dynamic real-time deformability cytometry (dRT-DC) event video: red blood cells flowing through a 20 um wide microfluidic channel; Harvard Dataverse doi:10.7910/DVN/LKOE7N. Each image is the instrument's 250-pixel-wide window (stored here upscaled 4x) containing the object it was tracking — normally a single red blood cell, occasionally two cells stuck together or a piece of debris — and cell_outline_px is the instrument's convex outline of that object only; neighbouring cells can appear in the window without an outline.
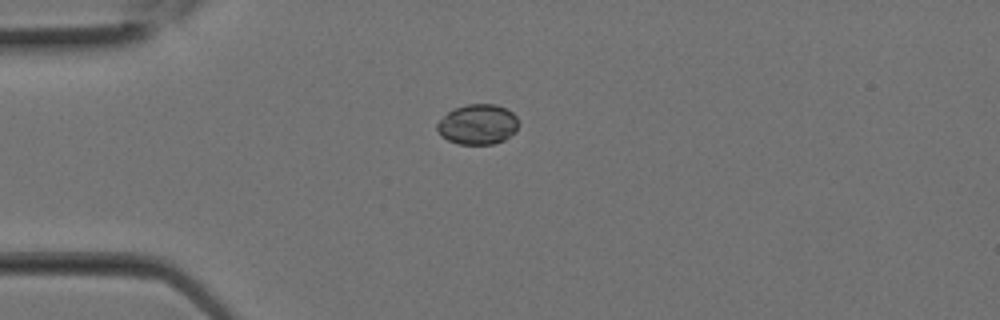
{"species": "Egyptian fruit bat (a non-hibernating species)", "species_latin": "Rousettus aegyptiacus", "temperature_condition": "room temperature", "stored_images_in_passage": 10, "camera_frame_rate_fps": 3000, "um_per_image_px": 0.085, "animal": {"sex": "female"}, "frame": {"image": 1, "passage_image": 1, "time_ms": 0.0, "image_size_px": [1000, 320], "cell_outline_px": [[516, 132], [504, 140], [492, 144], [460, 144], [448, 140], [440, 136], [436, 128], [436, 124], [448, 112], [456, 108], [468, 104], [496, 104], [512, 112], [516, 116]], "centroid_in_image_um": [40.59, 10.58], "position_along_channel_um": 44.4, "area_um2": 18.9}}
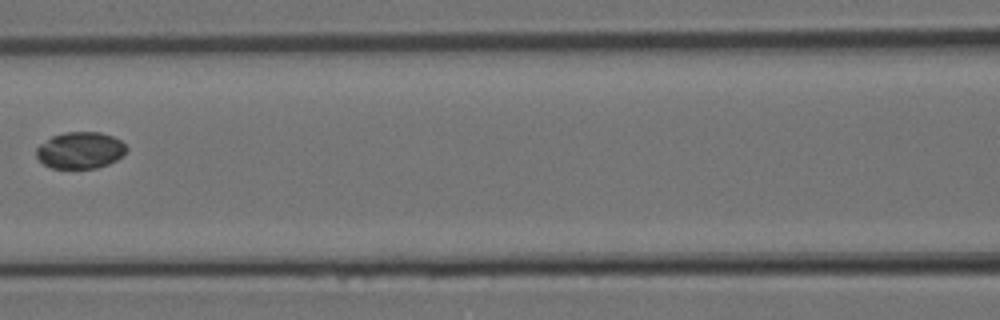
{"frame": {"image": 2, "passage_image": 6, "time_ms": 1.667, "image_size_px": [1000, 320], "cell_outline_px": [[128, 148], [116, 160], [108, 164], [96, 168], [52, 168], [44, 164], [36, 156], [36, 148], [40, 144], [52, 136], [64, 132], [100, 132], [112, 136], [120, 140]], "centroid_in_image_um": [6.8, 12.77], "position_along_channel_um": 159.8, "area_um2": 19.13}}
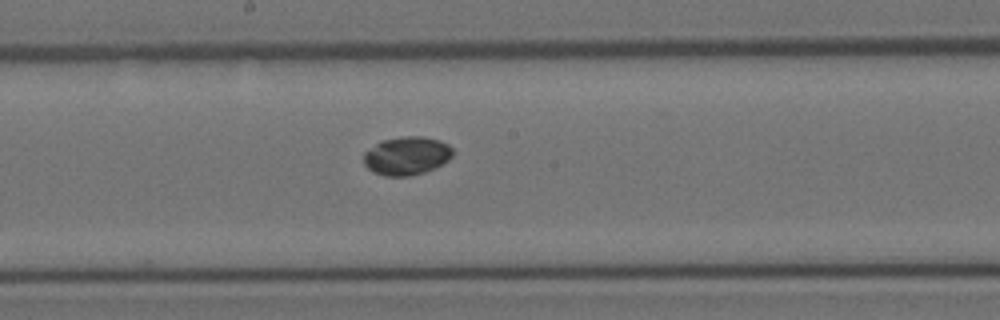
{"frame": {"image": 3, "passage_image": 8, "time_ms": 2.333, "image_size_px": [1000, 320], "cell_outline_px": [[452, 156], [448, 160], [436, 168], [424, 172], [408, 176], [384, 176], [372, 172], [364, 164], [364, 152], [380, 140], [404, 136], [424, 136], [440, 140], [448, 144], [452, 148]], "centroid_in_image_um": [34.56, 13.23], "position_along_channel_um": 213.6, "area_um2": 20.11}}